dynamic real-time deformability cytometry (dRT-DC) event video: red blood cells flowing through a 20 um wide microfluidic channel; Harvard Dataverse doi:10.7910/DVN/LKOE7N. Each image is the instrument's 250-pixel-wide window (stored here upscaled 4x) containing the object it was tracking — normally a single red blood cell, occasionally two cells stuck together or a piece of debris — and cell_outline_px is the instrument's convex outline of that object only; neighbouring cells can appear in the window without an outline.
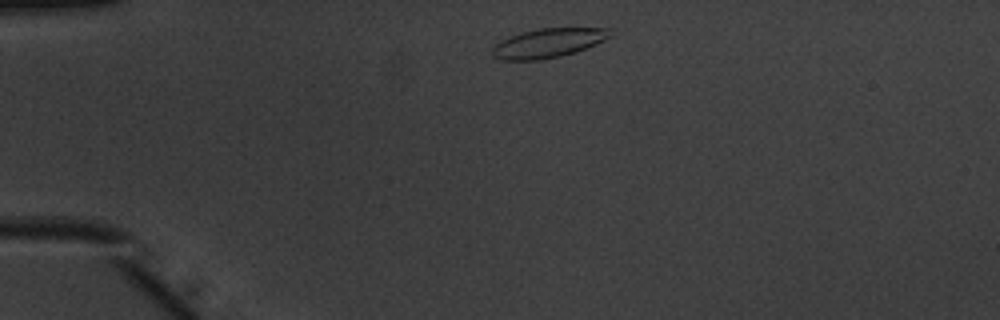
{"species": "common noctule bat (a hibernating species)", "species_latin": "Nyctalus noctula", "temperature_condition": "warm", "stored_images_in_passage": 42, "camera_frame_rate_fps": 3000, "um_per_image_px": 0.085, "animal": {"sex": "male", "body_mass_g": 20.1, "forearm_length_mm": 53.5}, "frame": {"image": 1, "passage_image": 2, "time_ms": 0.333, "image_size_px": [1000, 320], "cell_outline_px": [[616, 36], [576, 52], [560, 56], [540, 60], [500, 60], [492, 56], [492, 48], [500, 40], [524, 32], [540, 28], [616, 28]], "centroid_in_image_um": [46.71, 3.65], "position_along_channel_um": 38.3, "area_um2": 20.4}}
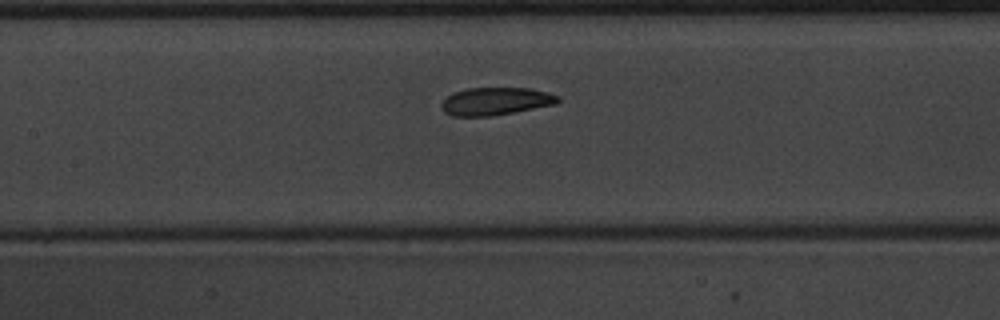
{"frame": {"image": 2, "passage_image": 15, "time_ms": 4.667, "image_size_px": [1000, 320], "cell_outline_px": [[560, 100], [556, 104], [492, 116], [452, 116], [444, 112], [440, 104], [452, 92], [468, 88], [532, 88], [560, 96]], "centroid_in_image_um": [42.12, 8.6], "position_along_channel_um": 165.3, "area_um2": 18.84}}
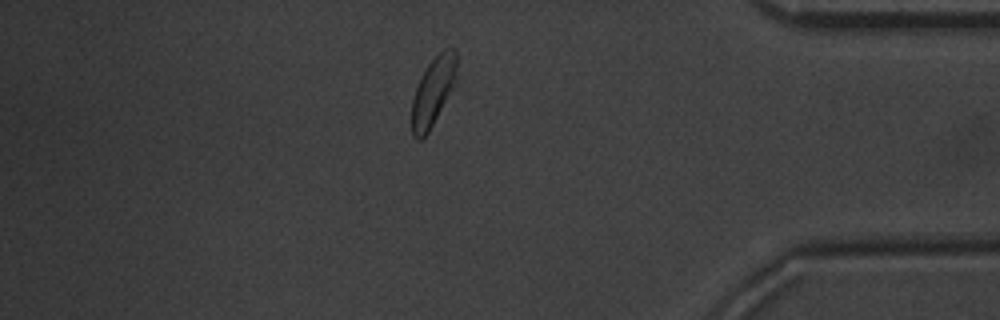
{"frame": {"image": 3, "passage_image": 35, "time_ms": 11.333, "image_size_px": [1000, 320], "cell_outline_px": [[456, 84], [428, 132], [420, 140], [416, 140], [412, 136], [412, 100], [416, 88], [428, 64], [444, 48], [452, 48], [456, 52]], "centroid_in_image_um": [36.82, 7.79], "position_along_channel_um": 398.4, "area_um2": 17.74}, "authors_computed_cell_mechanics": {"area_um2": 19.3052, "velocity_mm_per_s": 3.9091, "shape_relaxation_time_tau1_ms": 2.4872, "shape_relaxation_time_tau2_ms": 2.0596, "deformation_change_tau1": 0.111, "deformation_change_tau2": 0.0888}}